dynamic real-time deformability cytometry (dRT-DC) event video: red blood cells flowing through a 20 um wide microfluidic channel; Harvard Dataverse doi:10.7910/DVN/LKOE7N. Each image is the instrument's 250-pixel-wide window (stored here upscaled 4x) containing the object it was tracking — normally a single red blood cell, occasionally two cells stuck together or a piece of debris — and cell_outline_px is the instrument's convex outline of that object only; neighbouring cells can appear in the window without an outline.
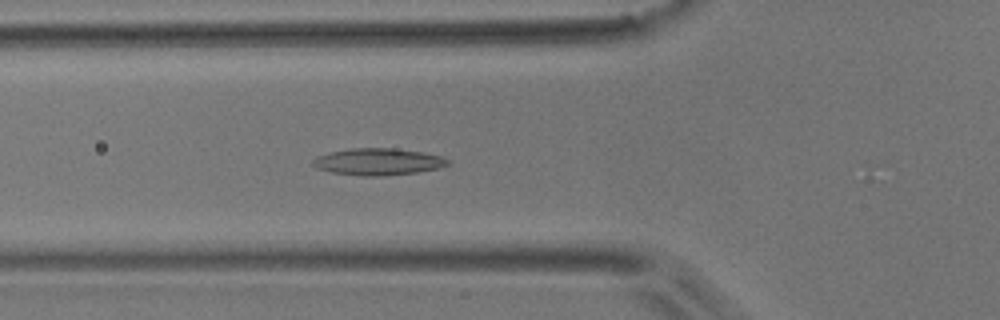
{"species": "common noctule bat (a hibernating species)", "species_latin": "Nyctalus noctula", "temperature_condition": "room temperature", "stored_images_in_passage": 31, "camera_frame_rate_fps": 3000, "um_per_image_px": 0.085, "animal": {"sex": "male", "body_mass_g": 17.9}, "frame": {"image": 1, "passage_image": 17, "time_ms": 5.333, "image_size_px": [1000, 320], "cell_outline_px": [[452, 164], [440, 168], [416, 172], [380, 176], [360, 176], [332, 172], [316, 168], [312, 164], [312, 160], [316, 156], [332, 152], [352, 148], [392, 148], [424, 152], [444, 156]], "centroid_in_image_um": [32.18, 13.74], "position_along_channel_um": 93.6, "area_um2": 21.21}}
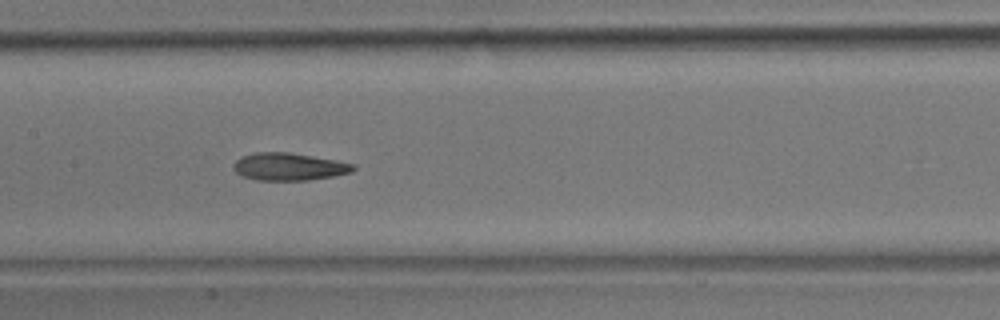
{"frame": {"image": 2, "passage_image": 24, "time_ms": 7.667, "image_size_px": [1000, 320], "cell_outline_px": [[356, 168], [352, 172], [332, 176], [308, 180], [256, 180], [244, 176], [236, 172], [232, 168], [232, 164], [236, 160], [244, 156], [256, 152], [288, 152], [336, 160], [356, 164]], "centroid_in_image_um": [24.57, 14.16], "position_along_channel_um": 182.8, "area_um2": 19.13}}
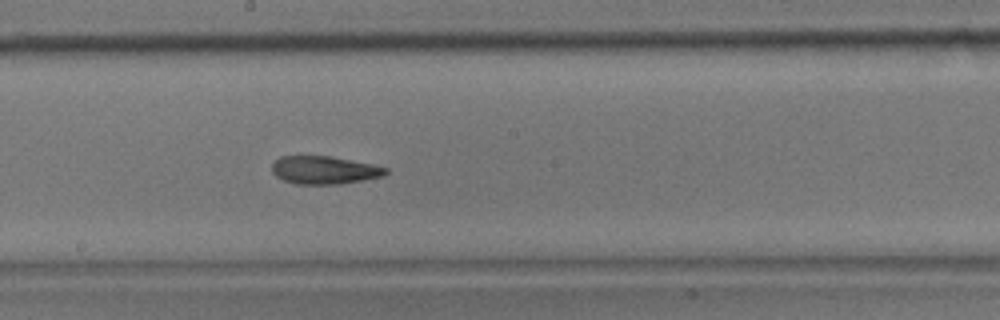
{"frame": {"image": 3, "passage_image": 27, "time_ms": 8.667, "image_size_px": [1000, 320], "cell_outline_px": [[388, 172], [384, 176], [364, 180], [340, 184], [296, 184], [284, 180], [276, 176], [272, 172], [272, 164], [280, 156], [328, 156], [372, 164], [388, 168]], "centroid_in_image_um": [27.57, 14.46], "position_along_channel_um": 220.6, "area_um2": 18.5}}